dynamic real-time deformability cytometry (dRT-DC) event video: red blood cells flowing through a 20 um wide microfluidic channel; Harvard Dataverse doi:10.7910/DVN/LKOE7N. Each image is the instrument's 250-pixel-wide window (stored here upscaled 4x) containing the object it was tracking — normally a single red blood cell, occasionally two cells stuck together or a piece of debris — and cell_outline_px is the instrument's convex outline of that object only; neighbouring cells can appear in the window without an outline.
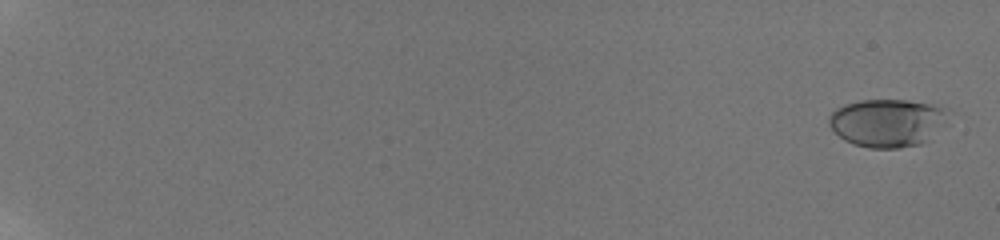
{"species": "human", "species_latin": "Homo sapiens", "temperature_condition": "room temperature", "stored_images_in_passage": 59, "camera_frame_rate_fps": 3000, "um_per_image_px": 0.085, "donor": {"sex": "male"}, "frame": {"image": 1, "passage_image": 2, "time_ms": 0.333, "image_size_px": [1000, 240], "cell_outline_px": [[952, 112], [928, 140], [920, 144], [900, 148], [868, 148], [852, 144], [844, 140], [828, 124], [828, 116], [836, 108], [844, 104], [860, 100], [908, 100], [940, 104], [952, 108]], "centroid_in_image_um": [75.46, 10.41], "position_along_channel_um": 9.5, "area_um2": 33.87}}
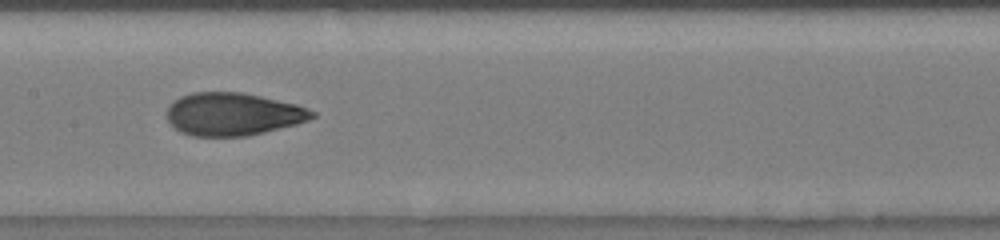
{"frame": {"image": 2, "passage_image": 35, "time_ms": 11.333, "image_size_px": [1000, 240], "cell_outline_px": [[316, 116], [308, 120], [296, 124], [248, 136], [192, 136], [180, 132], [168, 120], [168, 104], [172, 100], [180, 96], [192, 92], [240, 92], [260, 96], [296, 104], [308, 108], [316, 112]], "centroid_in_image_um": [19.79, 9.7], "position_along_channel_um": 187.6, "area_um2": 36.24}}
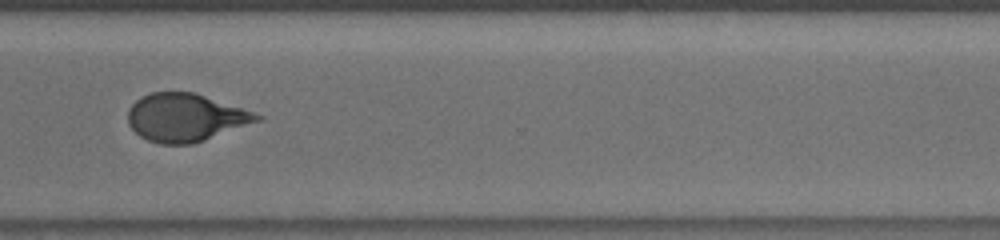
{"frame": {"image": 3, "passage_image": 48, "time_ms": 15.667, "image_size_px": [1000, 240], "cell_outline_px": [[264, 116], [260, 120], [204, 140], [192, 144], [160, 144], [148, 140], [140, 136], [128, 124], [128, 108], [140, 96], [152, 92], [192, 92]], "centroid_in_image_um": [15.7, 9.99], "position_along_channel_um": 354.9, "area_um2": 35.49}, "authors_computed_cell_mechanics": {"area_um2": 35.0268, "velocity_mm_per_s": 3.8662, "shape_relaxation_time_tau1_ms": 4.9746, "shape_relaxation_time_tau2_ms": 0.9463, "deformation_change_tau1": 0.1977, "deformation_change_tau2": 0.064}}